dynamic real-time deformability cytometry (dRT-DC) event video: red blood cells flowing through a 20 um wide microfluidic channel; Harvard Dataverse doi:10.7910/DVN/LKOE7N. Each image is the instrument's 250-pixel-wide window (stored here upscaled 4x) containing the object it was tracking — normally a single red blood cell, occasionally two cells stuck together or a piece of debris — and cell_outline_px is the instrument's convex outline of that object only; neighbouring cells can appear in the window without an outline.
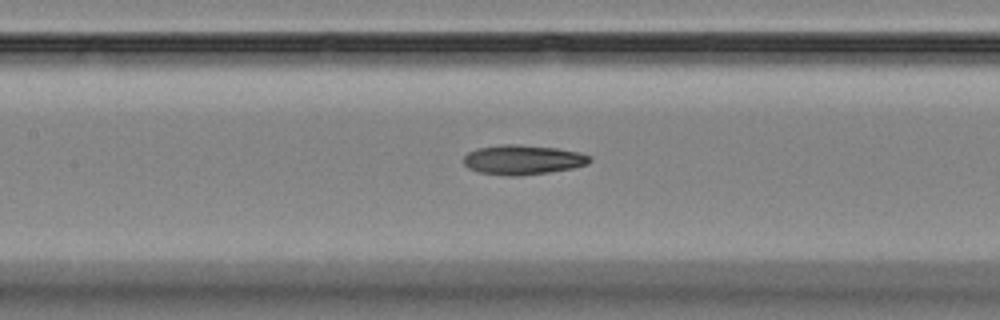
{"species": "Egyptian fruit bat (a non-hibernating species)", "species_latin": "Rousettus aegyptiacus", "temperature_condition": "room temperature", "stored_images_in_passage": 9, "camera_frame_rate_fps": 3000, "um_per_image_px": 0.085, "animal": {"sex": "female"}, "frame": {"image": 1, "passage_image": 9, "time_ms": 10.0, "image_size_px": [1000, 320], "cell_outline_px": [[592, 160], [588, 164], [572, 168], [548, 172], [520, 176], [504, 176], [480, 172], [468, 168], [464, 164], [464, 156], [468, 152], [476, 148], [504, 144], [516, 144], [556, 148], [576, 152], [592, 156]], "centroid_in_image_um": [44.42, 13.58], "position_along_channel_um": 163.0, "area_um2": 21.79}}